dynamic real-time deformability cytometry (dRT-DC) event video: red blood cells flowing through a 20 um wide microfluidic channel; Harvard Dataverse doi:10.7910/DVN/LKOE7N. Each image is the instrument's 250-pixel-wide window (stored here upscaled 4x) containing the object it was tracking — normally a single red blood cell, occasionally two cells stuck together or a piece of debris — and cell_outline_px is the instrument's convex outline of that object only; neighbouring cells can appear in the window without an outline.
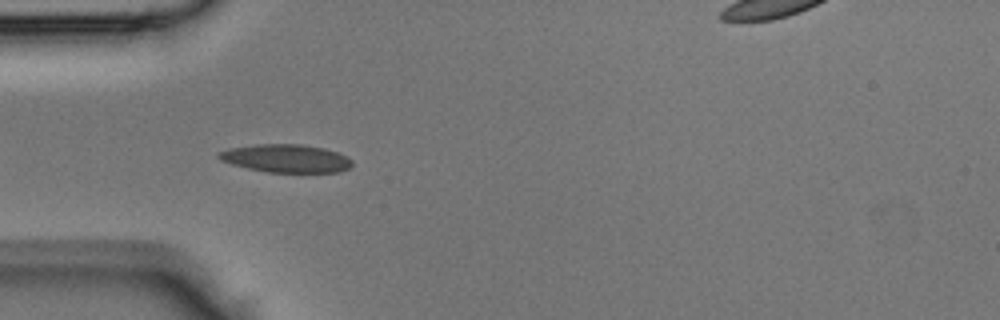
{"species": "Egyptian fruit bat (a non-hibernating species)", "species_latin": "Rousettus aegyptiacus", "temperature_condition": "room temperature", "stored_images_in_passage": 22, "camera_frame_rate_fps": 3000, "um_per_image_px": 0.085, "animal": {"sex": "male"}, "frame": {"image": 1, "passage_image": 3, "time_ms": 0.667, "image_size_px": [1000, 320], "cell_outline_px": [[352, 164], [348, 168], [340, 172], [268, 172], [248, 168], [232, 164], [220, 160], [216, 156], [220, 152], [232, 148], [256, 144], [300, 144], [324, 148], [348, 156], [352, 160]], "centroid_in_image_um": [24.34, 13.46], "position_along_channel_um": 60.7, "area_um2": 21.68}}
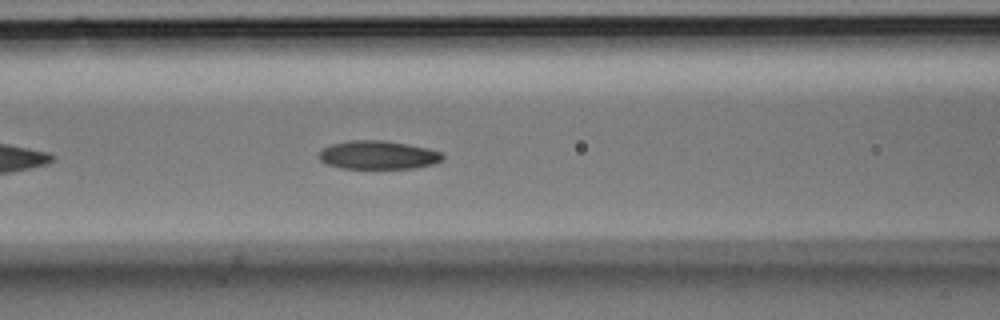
{"frame": {"image": 2, "passage_image": 8, "time_ms": 2.333, "image_size_px": [1000, 320], "cell_outline_px": [[444, 156], [436, 164], [416, 168], [340, 168], [328, 164], [320, 160], [316, 156], [324, 148], [332, 144], [348, 140], [388, 140], [428, 148], [440, 152]], "centroid_in_image_um": [32.14, 13.17], "position_along_channel_um": 134.5, "area_um2": 20.63}}
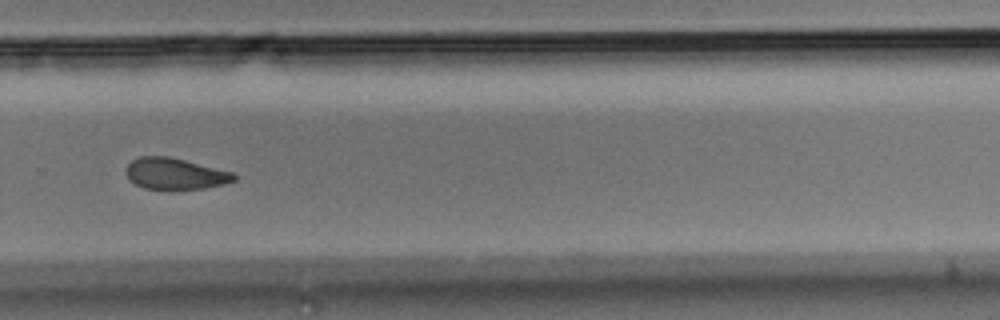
{"frame": {"image": 3, "passage_image": 20, "time_ms": 6.333, "image_size_px": [1000, 320], "cell_outline_px": [[236, 180], [224, 184], [204, 188], [144, 188], [128, 180], [124, 172], [128, 164], [132, 160], [140, 156], [168, 156], [232, 172], [236, 176]], "centroid_in_image_um": [14.84, 14.75], "position_along_channel_um": 315.0, "area_um2": 19.42}}